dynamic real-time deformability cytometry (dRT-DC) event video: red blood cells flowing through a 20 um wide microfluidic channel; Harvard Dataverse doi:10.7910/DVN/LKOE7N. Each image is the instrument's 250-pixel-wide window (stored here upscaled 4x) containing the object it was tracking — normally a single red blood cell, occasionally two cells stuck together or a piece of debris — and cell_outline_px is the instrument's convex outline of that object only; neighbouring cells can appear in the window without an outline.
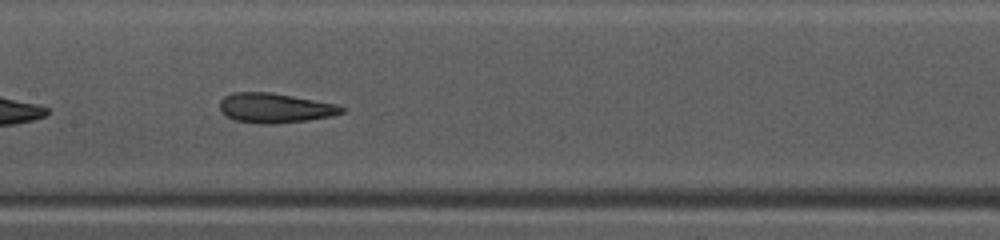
{"species": "common noctule bat (a hibernating species)", "species_latin": "Nyctalus noctula", "temperature_condition": "warm", "stored_images_in_passage": 33, "camera_frame_rate_fps": 3000, "um_per_image_px": 0.085, "animal": {"sex": "female", "body_mass_g": 10.0, "forearm_length_mm": 53.1}, "frame": {"image": 1, "passage_image": 10, "time_ms": 3.0, "image_size_px": [1000, 240], "cell_outline_px": [[344, 112], [332, 116], [308, 120], [272, 124], [260, 124], [232, 120], [220, 112], [220, 100], [224, 96], [232, 92], [272, 92], [336, 104], [344, 108]], "centroid_in_image_um": [23.32, 9.18], "position_along_channel_um": 184.1, "area_um2": 21.27}}
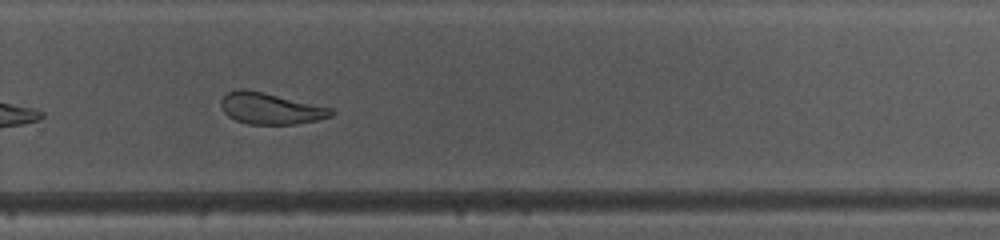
{"frame": {"image": 2, "passage_image": 19, "time_ms": 6.0, "image_size_px": [1000, 240], "cell_outline_px": [[336, 112], [332, 116], [316, 120], [296, 124], [248, 124], [236, 120], [228, 116], [220, 108], [220, 100], [228, 92], [236, 88], [244, 88], [264, 92], [332, 108]], "centroid_in_image_um": [22.97, 9.21], "position_along_channel_um": 306.8, "area_um2": 20.29}}
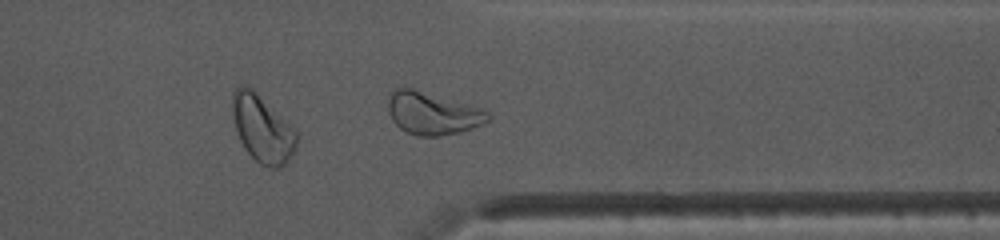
{"frame": {"image": 3, "passage_image": 24, "time_ms": 7.667, "image_size_px": [1000, 240], "cell_outline_px": [[492, 116], [484, 124], [460, 132], [440, 136], [416, 136], [404, 132], [392, 120], [388, 112], [388, 96], [396, 88], [412, 88], [468, 104], [480, 108], [488, 112]], "centroid_in_image_um": [36.75, 9.65], "position_along_channel_um": 374.7, "area_um2": 24.8}, "authors_computed_cell_mechanics": {"area_um2": 21.386, "velocity_mm_per_s": 4.1111, "shape_relaxation_time_tau1_ms": 5.2756, "shape_relaxation_time_tau2_ms": 1.3602, "deformation_change_tau1": 0.1432, "deformation_change_tau2": 0.0745}}